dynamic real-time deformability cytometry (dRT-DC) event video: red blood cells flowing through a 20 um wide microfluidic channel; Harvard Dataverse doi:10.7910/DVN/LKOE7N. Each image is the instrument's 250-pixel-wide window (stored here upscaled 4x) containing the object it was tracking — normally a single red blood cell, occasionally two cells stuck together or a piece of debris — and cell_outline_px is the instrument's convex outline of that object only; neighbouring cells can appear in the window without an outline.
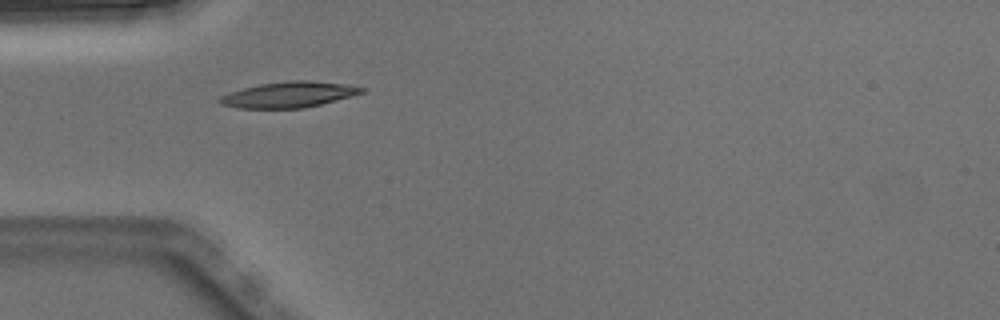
{"species": "Egyptian fruit bat (a non-hibernating species)", "species_latin": "Rousettus aegyptiacus", "temperature_condition": "warm", "stored_images_in_passage": 1, "camera_frame_rate_fps": 3000, "um_per_image_px": 0.085, "animal": {"sex": "male"}, "frame": {"image": 1, "passage_image": 1, "time_ms": 0.0, "image_size_px": [1000, 320], "cell_outline_px": [[364, 92], [352, 96], [304, 108], [236, 108], [220, 104], [216, 100], [220, 96], [244, 88], [260, 84], [288, 80], [312, 80], [344, 84], [364, 88]], "centroid_in_image_um": [24.52, 8.04], "position_along_channel_um": 60.5, "area_um2": 21.21}}